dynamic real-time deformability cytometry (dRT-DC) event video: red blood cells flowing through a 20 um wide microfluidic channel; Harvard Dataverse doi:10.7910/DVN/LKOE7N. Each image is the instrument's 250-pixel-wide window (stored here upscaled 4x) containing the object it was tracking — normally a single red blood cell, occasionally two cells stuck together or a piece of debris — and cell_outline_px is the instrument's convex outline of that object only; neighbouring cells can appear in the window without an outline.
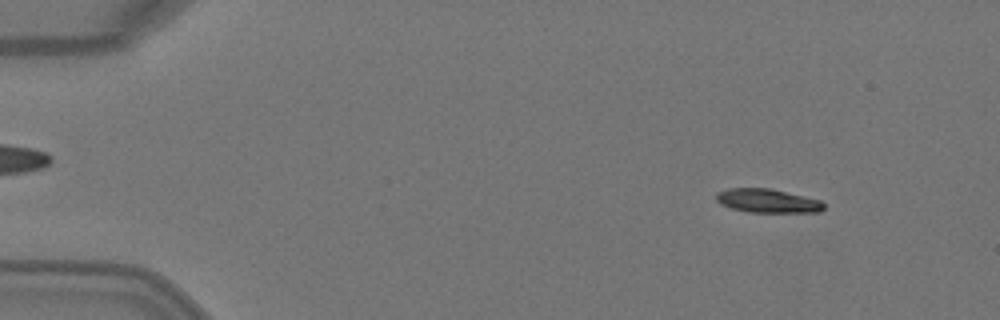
{"species": "Egyptian fruit bat (a non-hibernating species)", "species_latin": "Rousettus aegyptiacus", "temperature_condition": "warm", "stored_images_in_passage": 6, "camera_frame_rate_fps": 3000, "um_per_image_px": 0.085, "animal": {"sex": "female"}, "frame": {"image": 1, "passage_image": 1, "time_ms": 0.0, "image_size_px": [1000, 320], "cell_outline_px": [[824, 208], [820, 212], [748, 212], [732, 208], [720, 204], [716, 200], [716, 192], [728, 188], [768, 188], [820, 200], [824, 204]], "centroid_in_image_um": [65.2, 17.07], "position_along_channel_um": 19.8, "area_um2": 14.8}}
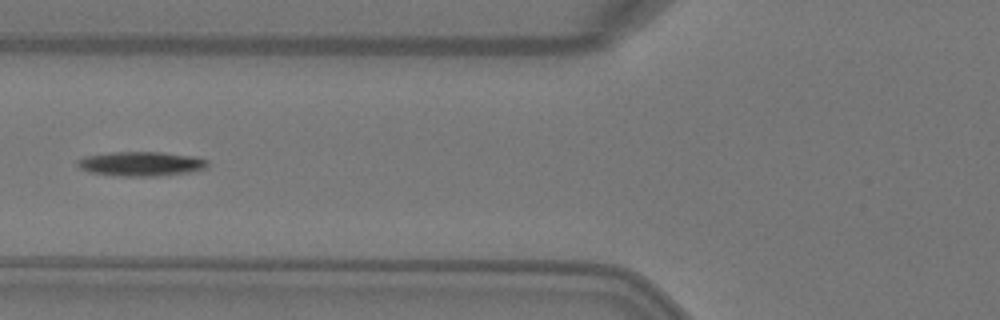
{"frame": {"image": 2, "passage_image": 4, "time_ms": 1.0, "image_size_px": [1000, 320], "cell_outline_px": [[208, 168], [192, 172], [156, 176], [120, 176], [88, 172], [80, 168], [76, 164], [76, 160], [84, 156], [112, 152], [164, 152], [196, 156], [208, 160]], "centroid_in_image_um": [12.02, 13.92], "position_along_channel_um": 113.8, "area_um2": 18.84}}
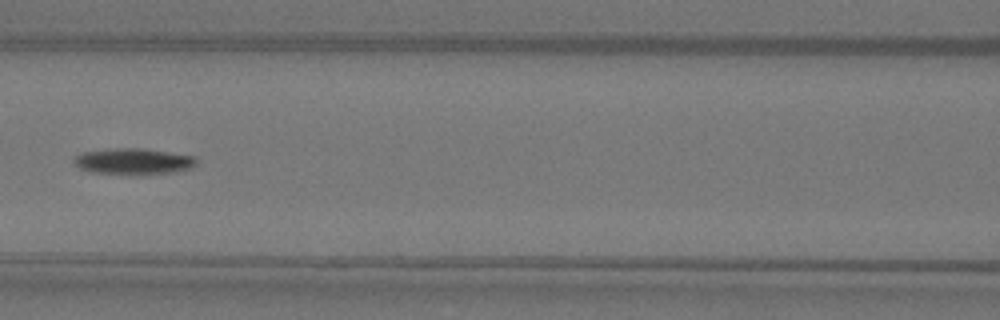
{"frame": {"image": 3, "passage_image": 5, "time_ms": 1.333, "image_size_px": [1000, 320], "cell_outline_px": [[196, 164], [192, 168], [172, 172], [92, 172], [80, 168], [72, 160], [76, 156], [84, 152], [116, 148], [140, 148], [196, 156]], "centroid_in_image_um": [11.37, 13.67], "position_along_channel_um": 155.2, "area_um2": 17.69}}